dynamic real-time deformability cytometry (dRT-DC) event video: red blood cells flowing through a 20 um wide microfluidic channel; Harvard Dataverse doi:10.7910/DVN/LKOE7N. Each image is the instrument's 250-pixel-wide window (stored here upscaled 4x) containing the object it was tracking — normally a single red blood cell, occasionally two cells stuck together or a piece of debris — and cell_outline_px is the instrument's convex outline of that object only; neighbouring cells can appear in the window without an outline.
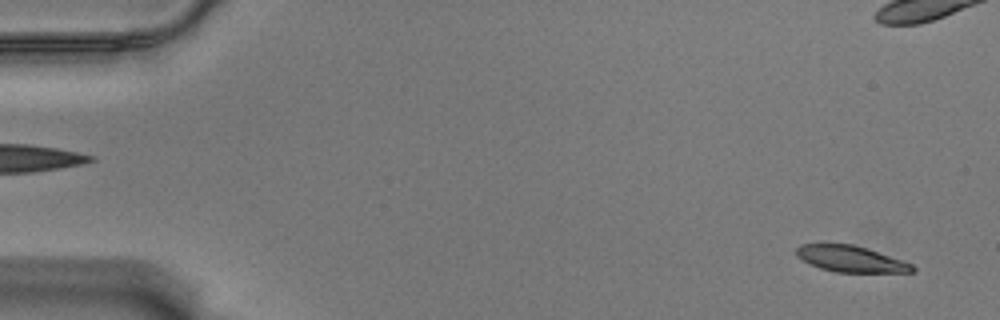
{"species": "Egyptian fruit bat (a non-hibernating species)", "species_latin": "Rousettus aegyptiacus", "temperature_condition": "warm", "stored_images_in_passage": 59, "camera_frame_rate_fps": 3000, "um_per_image_px": 0.085, "animal": {"sex": "male"}, "frame": {"image": 1, "passage_image": 4, "time_ms": 1.0, "image_size_px": [1000, 320], "cell_outline_px": [[916, 268], [912, 272], [836, 272], [820, 268], [796, 256], [796, 248], [800, 244], [852, 244], [868, 248], [912, 264]], "centroid_in_image_um": [72.31, 22.0], "position_along_channel_um": 12.7, "area_um2": 17.51}}
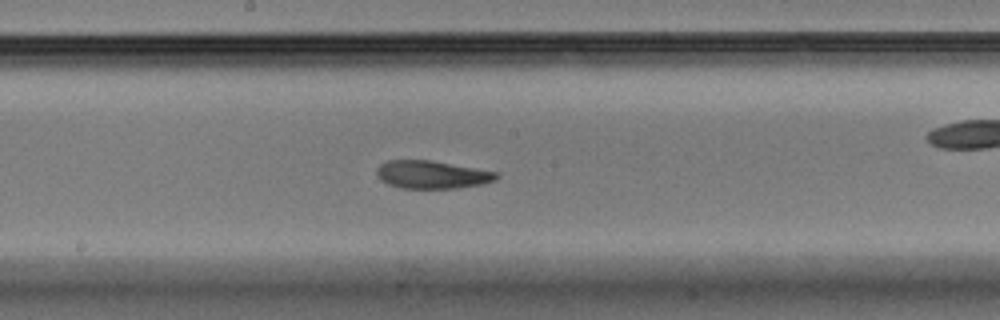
{"frame": {"image": 2, "passage_image": 32, "time_ms": 10.333, "image_size_px": [1000, 320], "cell_outline_px": [[500, 176], [496, 180], [480, 184], [456, 188], [400, 188], [388, 184], [380, 180], [376, 172], [376, 168], [380, 164], [388, 160], [432, 160], [500, 172]], "centroid_in_image_um": [36.73, 14.83], "position_along_channel_um": 211.5, "area_um2": 19.65}}
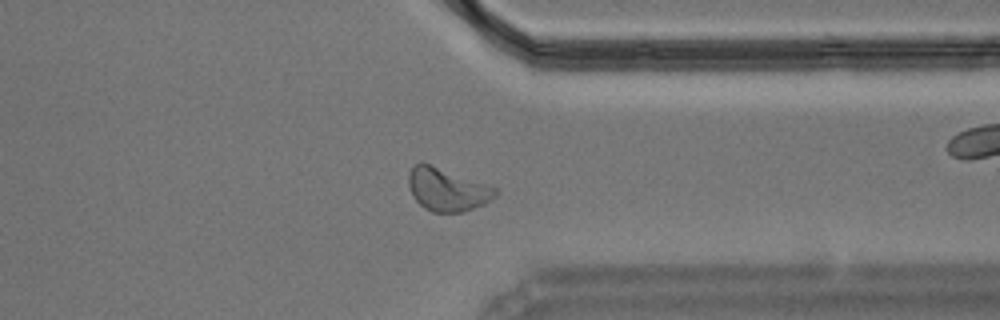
{"frame": {"image": 3, "passage_image": 46, "time_ms": 15.0, "image_size_px": [1000, 320], "cell_outline_px": [[500, 192], [496, 196], [484, 204], [460, 212], [432, 212], [424, 208], [412, 196], [408, 184], [408, 172], [420, 160], [496, 188]], "centroid_in_image_um": [37.97, 16.1], "position_along_channel_um": 373.4, "area_um2": 21.62}, "authors_computed_cell_mechanics": {"area_um2": 19.7676, "velocity_mm_per_s": 3.5112, "shape_relaxation_time_tau1_ms": 4.0331, "shape_relaxation_time_tau2_ms": 2.4225, "deformation_change_tau1": 0.1676, "deformation_change_tau2": 0.0717}}